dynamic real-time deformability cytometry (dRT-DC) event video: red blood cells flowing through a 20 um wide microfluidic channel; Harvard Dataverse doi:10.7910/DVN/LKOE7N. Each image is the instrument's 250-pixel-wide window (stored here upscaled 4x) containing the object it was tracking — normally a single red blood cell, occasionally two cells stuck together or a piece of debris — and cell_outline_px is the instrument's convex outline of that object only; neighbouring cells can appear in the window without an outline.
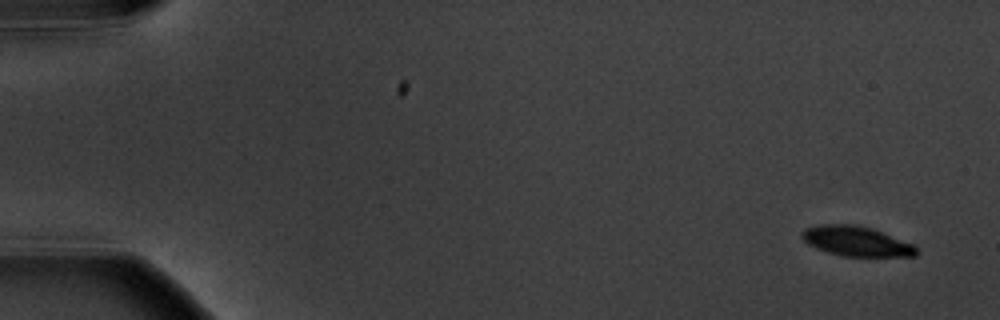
{"species": "common noctule bat (a hibernating species)", "species_latin": "Nyctalus noctula", "temperature_condition": "warm", "stored_images_in_passage": 6, "camera_frame_rate_fps": 3000, "um_per_image_px": 0.085, "animal": {"sex": "male", "body_mass_g": 20.1, "forearm_length_mm": 53.5}, "frame": {"image": 1, "passage_image": 1, "time_ms": 0.0, "image_size_px": [1000, 320], "cell_outline_px": [[920, 252], [916, 256], [840, 256], [816, 248], [808, 244], [800, 236], [800, 232], [804, 228], [820, 224], [856, 224], [872, 228], [916, 244]], "centroid_in_image_um": [72.82, 20.5], "position_along_channel_um": 12.2, "area_um2": 20.35}}
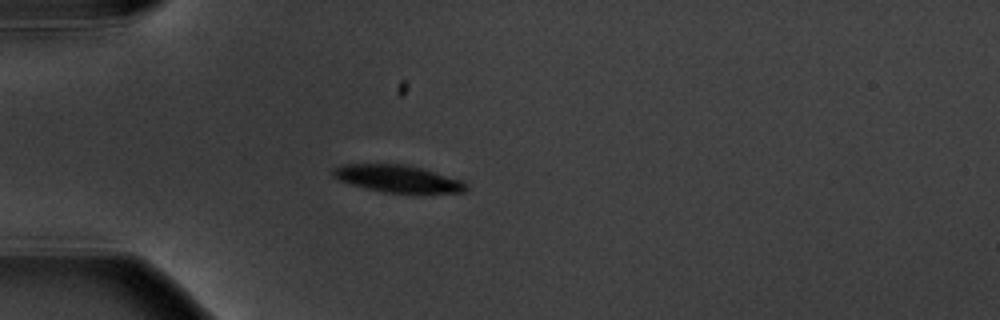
{"frame": {"image": 2, "passage_image": 5, "time_ms": 4.667, "image_size_px": [1000, 320], "cell_outline_px": [[468, 188], [464, 192], [384, 192], [352, 184], [340, 180], [332, 176], [332, 168], [340, 164], [404, 164], [420, 168], [460, 180]], "centroid_in_image_um": [33.72, 15.17], "position_along_channel_um": 51.3, "area_um2": 20.46}}